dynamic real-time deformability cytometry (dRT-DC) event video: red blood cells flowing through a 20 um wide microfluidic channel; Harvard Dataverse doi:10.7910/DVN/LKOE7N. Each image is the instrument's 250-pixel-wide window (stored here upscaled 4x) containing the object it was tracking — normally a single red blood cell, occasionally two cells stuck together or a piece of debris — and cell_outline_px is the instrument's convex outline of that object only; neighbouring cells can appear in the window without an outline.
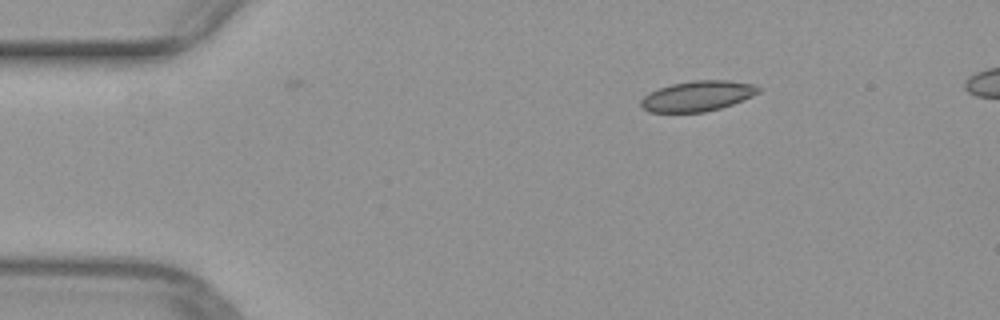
{"species": "common noctule bat (a hibernating species)", "species_latin": "Nyctalus noctula", "temperature_condition": "warm", "stored_images_in_passage": 2, "camera_frame_rate_fps": 3000, "um_per_image_px": 0.085, "animal": {"sex": "female", "body_mass_g": 29.2, "forearm_length_mm": 56.3}, "frame": {"image": 1, "passage_image": 1, "time_ms": 0.0, "image_size_px": [1000, 320], "cell_outline_px": [[760, 92], [752, 96], [732, 104], [720, 108], [704, 112], [648, 112], [640, 104], [640, 100], [644, 96], [660, 88], [672, 84], [692, 80], [728, 80], [756, 84], [760, 88]], "centroid_in_image_um": [59.32, 8.16], "position_along_channel_um": 25.7, "area_um2": 20.69}}